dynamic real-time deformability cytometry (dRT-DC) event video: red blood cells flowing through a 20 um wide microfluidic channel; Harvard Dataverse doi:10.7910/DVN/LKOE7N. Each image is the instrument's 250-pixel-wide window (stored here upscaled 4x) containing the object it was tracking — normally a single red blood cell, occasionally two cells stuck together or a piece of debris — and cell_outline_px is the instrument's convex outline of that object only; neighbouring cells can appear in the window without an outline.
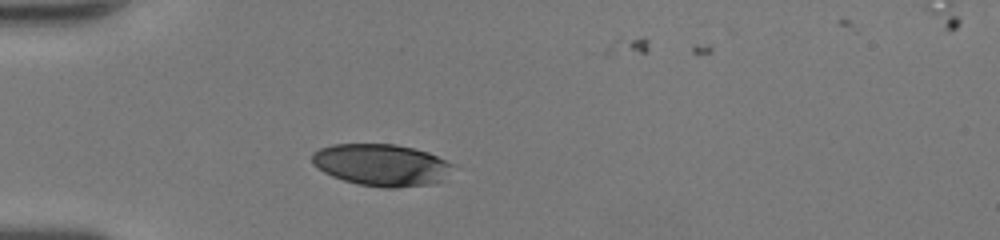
{"species": "human", "species_latin": "Homo sapiens", "temperature_condition": "room temperature", "stored_images_in_passage": 31, "camera_frame_rate_fps": 3000, "um_per_image_px": 0.085, "donor": {"sex": "female"}, "frame": {"image": 1, "passage_image": 1, "time_ms": 0.0, "image_size_px": [1000, 240], "cell_outline_px": [[436, 160], [408, 184], [368, 184], [352, 180], [340, 176], [332, 172], [328, 148], [348, 144], [384, 144], [408, 148], [432, 156]], "centroid_in_image_um": [32.16, 13.88], "position_along_channel_um": 52.8, "area_um2": 24.33}}
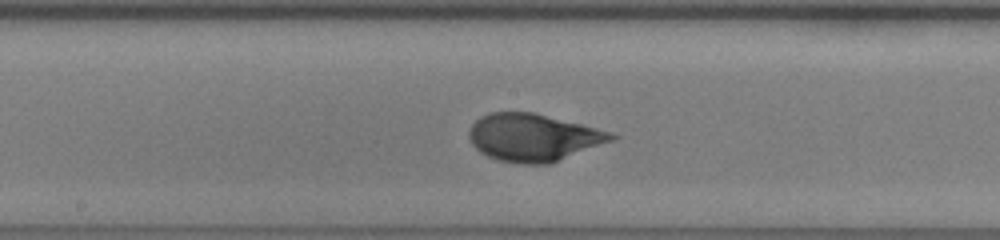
{"frame": {"image": 2, "passage_image": 13, "time_ms": 4.0, "image_size_px": [1000, 240], "cell_outline_px": [[592, 132], [552, 160], [524, 160], [500, 156], [488, 152], [484, 148], [484, 144], [520, 116], [536, 116], [584, 128]], "centroid_in_image_um": [45.48, 11.81], "position_along_channel_um": 202.7, "area_um2": 22.6}}
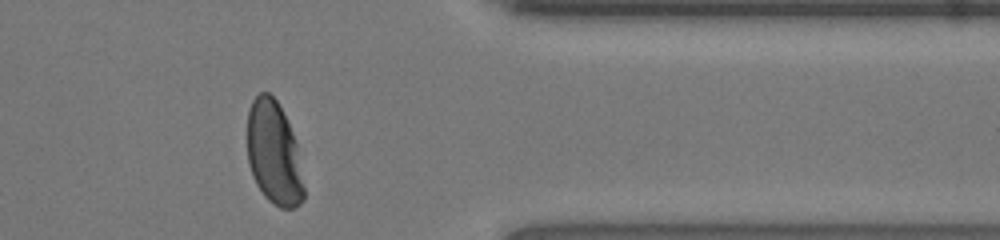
{"frame": {"image": 3, "passage_image": 27, "time_ms": 8.667, "image_size_px": [1000, 240], "cell_outline_px": [[300, 196], [280, 204], [272, 200], [264, 192], [252, 168], [248, 148], [248, 120], [252, 108], [256, 100], [268, 96], [276, 104], [288, 128], [300, 188]], "centroid_in_image_um": [23.14, 12.92], "position_along_channel_um": 388.3, "area_um2": 27.74}}